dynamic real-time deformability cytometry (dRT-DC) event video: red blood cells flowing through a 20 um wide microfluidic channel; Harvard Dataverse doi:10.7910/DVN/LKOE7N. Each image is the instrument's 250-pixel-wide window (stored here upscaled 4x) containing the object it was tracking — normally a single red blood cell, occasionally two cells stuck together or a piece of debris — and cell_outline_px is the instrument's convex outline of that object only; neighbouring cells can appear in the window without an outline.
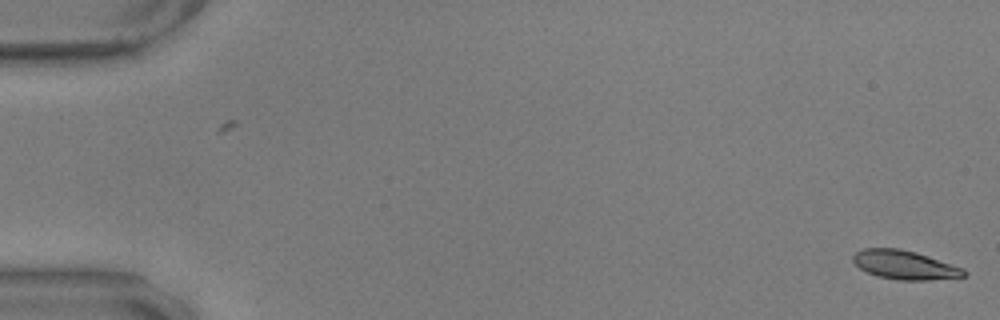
{"species": "common noctule bat (a hibernating species)", "species_latin": "Nyctalus noctula", "temperature_condition": "warm", "stored_images_in_passage": 6, "camera_frame_rate_fps": 3000, "um_per_image_px": 0.085, "animal": {"sex": "male", "body_mass_g": 17.9, "forearm_length_mm": 54.2}, "frame": {"image": 1, "passage_image": 6, "time_ms": 1.667, "image_size_px": [1000, 320], "cell_outline_px": [[968, 272], [964, 276], [928, 280], [900, 280], [876, 276], [860, 268], [852, 260], [852, 256], [856, 252], [864, 248], [900, 248], [916, 252], [964, 268]], "centroid_in_image_um": [76.9, 22.51], "position_along_channel_um": 8.1, "area_um2": 18.61}}